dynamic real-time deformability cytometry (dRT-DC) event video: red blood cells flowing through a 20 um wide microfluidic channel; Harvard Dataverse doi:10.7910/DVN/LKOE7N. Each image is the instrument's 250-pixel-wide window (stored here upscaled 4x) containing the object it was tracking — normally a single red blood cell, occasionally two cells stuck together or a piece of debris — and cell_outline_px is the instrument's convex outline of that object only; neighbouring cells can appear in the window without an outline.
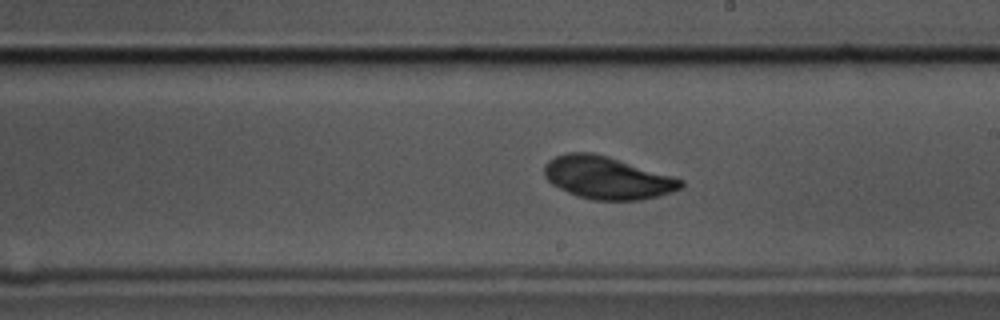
{"species": "common noctule bat (a hibernating species)", "species_latin": "Nyctalus noctula", "temperature_condition": "cold", "stored_images_in_passage": 56, "camera_frame_rate_fps": 3000, "um_per_image_px": 0.085, "animal": {"sex": "male", "body_mass_g": 17.5, "forearm_length_mm": 52.3}, "frame": {"image": 1, "passage_image": 32, "time_ms": 10.333, "image_size_px": [1000, 320], "cell_outline_px": [[684, 184], [680, 188], [672, 192], [640, 200], [592, 200], [576, 196], [552, 184], [544, 176], [544, 164], [548, 160], [556, 156], [568, 152], [592, 152], [608, 156], [672, 176], [684, 180]], "centroid_in_image_um": [51.58, 15.11], "position_along_channel_um": 237.4, "area_um2": 33.76}}